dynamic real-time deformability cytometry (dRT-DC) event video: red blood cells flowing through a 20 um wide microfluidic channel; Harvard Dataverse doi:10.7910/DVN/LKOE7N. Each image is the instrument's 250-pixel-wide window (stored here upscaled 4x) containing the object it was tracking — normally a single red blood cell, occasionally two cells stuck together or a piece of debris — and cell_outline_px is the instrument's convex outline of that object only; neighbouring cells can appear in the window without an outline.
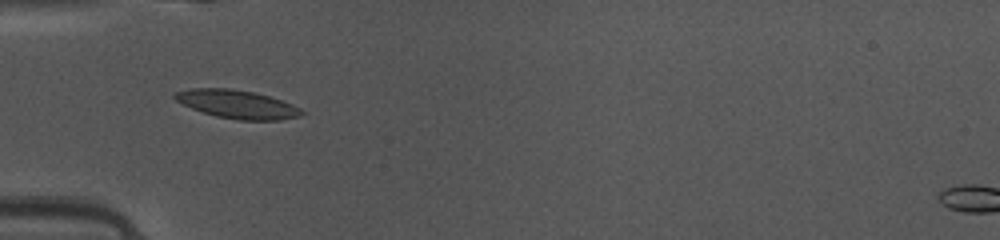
{"species": "common noctule bat (a hibernating species)", "species_latin": "Nyctalus noctula", "temperature_condition": "warm", "stored_images_in_passage": 36, "camera_frame_rate_fps": 3000, "um_per_image_px": 0.085, "animal": {"sex": "female", "body_mass_g": 10.0, "forearm_length_mm": 53.1}, "frame": {"image": 1, "passage_image": 3, "time_ms": 0.667, "image_size_px": [1000, 240], "cell_outline_px": [[304, 112], [300, 116], [280, 120], [240, 120], [216, 116], [192, 108], [176, 100], [172, 96], [176, 92], [192, 88], [232, 88], [252, 92], [268, 96], [292, 104], [300, 108]], "centroid_in_image_um": [20.17, 8.86], "position_along_channel_um": 64.8, "area_um2": 20.69}}
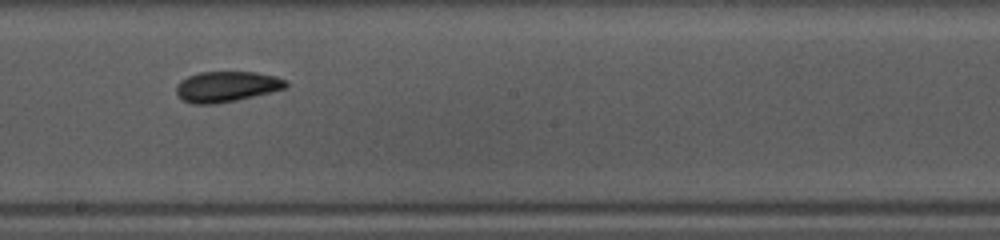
{"frame": {"image": 2, "passage_image": 15, "time_ms": 4.667, "image_size_px": [1000, 240], "cell_outline_px": [[288, 88], [236, 100], [212, 104], [192, 104], [184, 100], [176, 92], [176, 84], [180, 80], [188, 76], [200, 72], [256, 72], [276, 76], [288, 80]], "centroid_in_image_um": [19.29, 7.35], "position_along_channel_um": 228.9, "area_um2": 19.59}}
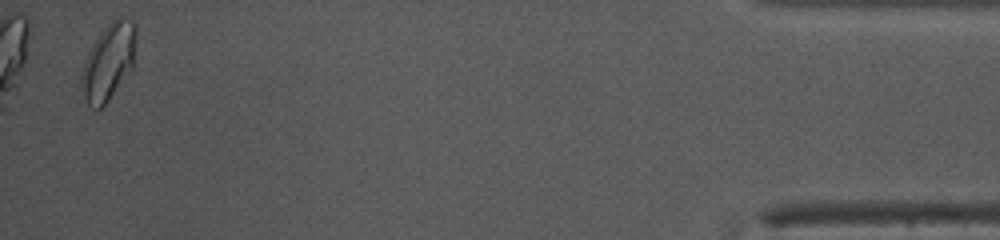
{"frame": {"image": 3, "passage_image": 35, "time_ms": 11.333, "image_size_px": [1000, 240], "cell_outline_px": [[136, 32], [132, 68], [108, 100], [100, 108], [96, 108], [88, 104], [80, 88], [80, 72], [88, 52], [100, 32], [116, 16], [120, 16], [132, 20], [136, 24]], "centroid_in_image_um": [9.21, 5.21], "position_along_channel_um": 426.0, "area_um2": 24.16}, "authors_computed_cell_mechanics": {"area_um2": 19.363, "velocity_mm_per_s": 4.1266, "shape_relaxation_time_tau1_ms": 5.1038, "shape_relaxation_time_tau2_ms": 2.8171, "deformation_change_tau1": 0.1479, "deformation_change_tau2": 0.0607}}